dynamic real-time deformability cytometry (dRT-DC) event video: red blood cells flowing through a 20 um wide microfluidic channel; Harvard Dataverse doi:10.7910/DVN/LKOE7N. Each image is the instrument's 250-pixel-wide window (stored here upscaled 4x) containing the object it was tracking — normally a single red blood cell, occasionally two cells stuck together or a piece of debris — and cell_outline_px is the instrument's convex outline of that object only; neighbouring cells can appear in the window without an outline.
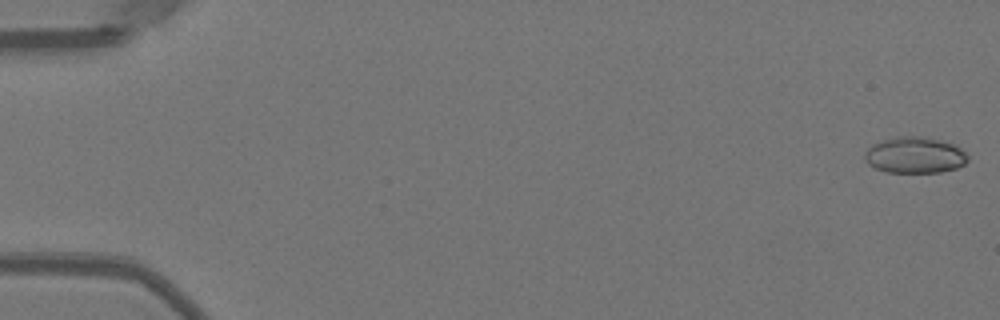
{"species": "Egyptian fruit bat (a non-hibernating species)", "species_latin": "Rousettus aegyptiacus", "temperature_condition": "warm", "stored_images_in_passage": 51, "camera_frame_rate_fps": 3000, "um_per_image_px": 0.085, "animal": {"sex": "female"}, "frame": {"image": 1, "passage_image": 1, "time_ms": 0.0, "image_size_px": [1000, 320], "cell_outline_px": [[968, 160], [964, 164], [956, 168], [940, 172], [884, 172], [868, 164], [864, 160], [864, 152], [872, 144], [880, 140], [896, 136], [924, 136], [956, 144], [968, 156]], "centroid_in_image_um": [77.73, 13.17], "position_along_channel_um": 7.3, "area_um2": 22.02}}
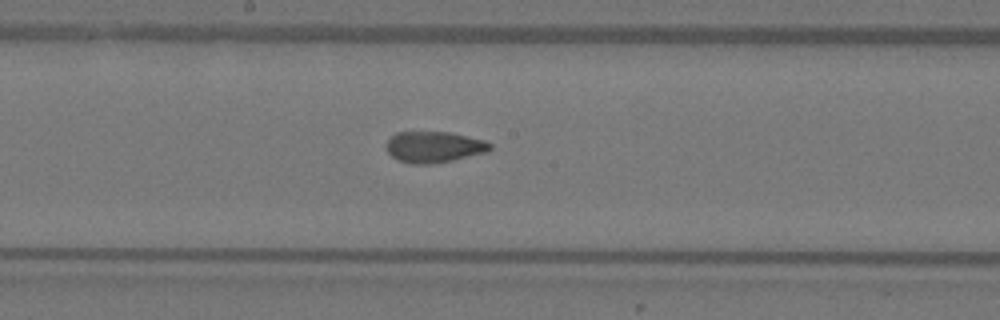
{"frame": {"image": 2, "passage_image": 28, "time_ms": 9.0, "image_size_px": [1000, 320], "cell_outline_px": [[492, 148], [488, 152], [452, 160], [432, 164], [412, 164], [400, 160], [392, 156], [388, 152], [388, 140], [396, 132], [452, 132], [484, 140], [492, 144]], "centroid_in_image_um": [36.94, 12.49], "position_along_channel_um": 211.3, "area_um2": 18.73}}
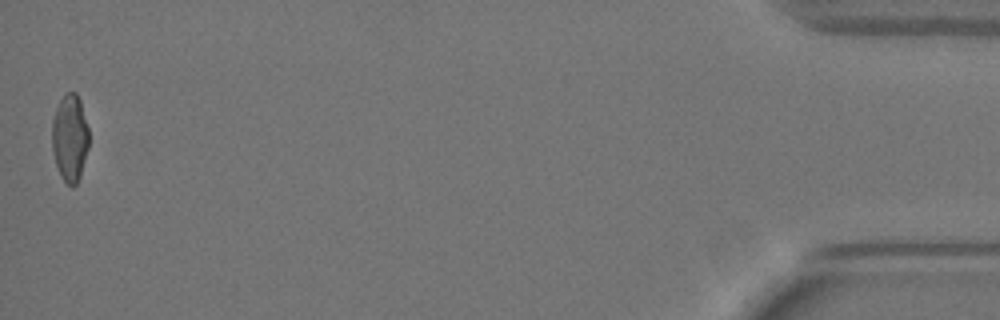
{"frame": {"image": 3, "passage_image": 51, "time_ms": 16.667, "image_size_px": [1000, 320], "cell_outline_px": [[88, 148], [80, 176], [76, 184], [72, 188], [60, 176], [56, 164], [52, 148], [52, 120], [56, 108], [64, 92], [76, 92], [80, 100], [88, 128]], "centroid_in_image_um": [5.93, 11.71], "position_along_channel_um": 429.3, "area_um2": 18.73}, "authors_computed_cell_mechanics": {"area_um2": 19.652, "velocity_mm_per_s": 4.0224, "shape_relaxation_time_tau1_ms": null, "shape_relaxation_time_tau2_ms": 1.3879, "deformation_change_tau1": null, "deformation_change_tau2": 0.0823}}